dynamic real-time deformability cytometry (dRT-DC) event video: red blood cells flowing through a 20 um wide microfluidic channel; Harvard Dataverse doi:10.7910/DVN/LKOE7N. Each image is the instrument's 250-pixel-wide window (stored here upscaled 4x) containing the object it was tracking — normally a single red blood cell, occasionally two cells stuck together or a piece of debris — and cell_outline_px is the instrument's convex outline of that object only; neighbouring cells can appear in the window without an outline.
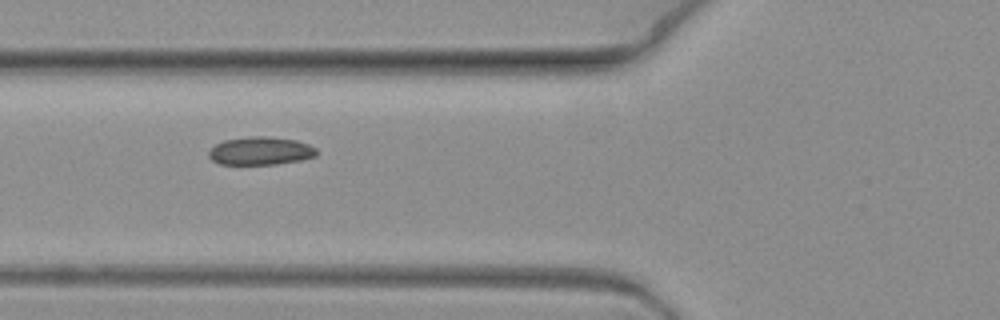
{"species": "common noctule bat (a hibernating species)", "species_latin": "Nyctalus noctula", "temperature_condition": "warm", "stored_images_in_passage": 3, "camera_frame_rate_fps": 3000, "um_per_image_px": 0.085, "animal": {"sex": "female", "body_mass_g": 19.3, "forearm_length_mm": 54.1}, "frame": {"image": 1, "passage_image": 2, "time_ms": 0.333, "image_size_px": [1000, 320], "cell_outline_px": [[316, 156], [300, 160], [276, 164], [220, 164], [212, 160], [208, 156], [208, 152], [216, 144], [224, 140], [248, 136], [264, 136], [296, 140], [308, 144], [316, 148]], "centroid_in_image_um": [22.13, 12.82], "position_along_channel_um": 103.7, "area_um2": 17.57}}
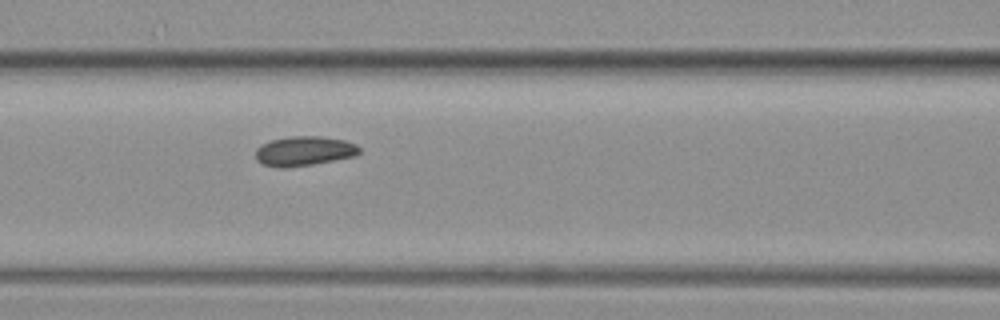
{"frame": {"image": 2, "passage_image": 3, "time_ms": 0.667, "image_size_px": [1000, 320], "cell_outline_px": [[360, 152], [356, 156], [312, 164], [284, 168], [280, 168], [264, 164], [256, 160], [256, 148], [272, 140], [288, 136], [320, 136], [344, 140], [356, 144], [360, 148]], "centroid_in_image_um": [25.87, 12.83], "position_along_channel_um": 140.7, "area_um2": 17.8}}